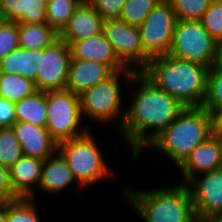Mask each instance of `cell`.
I'll return each instance as SVG.
<instances>
[{"label": "cell", "instance_id": "cell-1", "mask_svg": "<svg viewBox=\"0 0 222 222\" xmlns=\"http://www.w3.org/2000/svg\"><path fill=\"white\" fill-rule=\"evenodd\" d=\"M139 83L128 103L120 134L129 144L133 159L186 108L179 100L153 83L143 72H135L130 83Z\"/></svg>", "mask_w": 222, "mask_h": 222}, {"label": "cell", "instance_id": "cell-2", "mask_svg": "<svg viewBox=\"0 0 222 222\" xmlns=\"http://www.w3.org/2000/svg\"><path fill=\"white\" fill-rule=\"evenodd\" d=\"M209 67L171 55L154 57L143 73L185 107H202L207 94Z\"/></svg>", "mask_w": 222, "mask_h": 222}, {"label": "cell", "instance_id": "cell-3", "mask_svg": "<svg viewBox=\"0 0 222 222\" xmlns=\"http://www.w3.org/2000/svg\"><path fill=\"white\" fill-rule=\"evenodd\" d=\"M122 190L126 201L144 222H199L190 190L184 183L167 188Z\"/></svg>", "mask_w": 222, "mask_h": 222}, {"label": "cell", "instance_id": "cell-4", "mask_svg": "<svg viewBox=\"0 0 222 222\" xmlns=\"http://www.w3.org/2000/svg\"><path fill=\"white\" fill-rule=\"evenodd\" d=\"M212 134V114L203 107H186L146 149L159 150L179 167Z\"/></svg>", "mask_w": 222, "mask_h": 222}, {"label": "cell", "instance_id": "cell-5", "mask_svg": "<svg viewBox=\"0 0 222 222\" xmlns=\"http://www.w3.org/2000/svg\"><path fill=\"white\" fill-rule=\"evenodd\" d=\"M57 151L67 161L74 179L81 188L92 186L114 175L104 161L100 146L90 130L82 136L58 143Z\"/></svg>", "mask_w": 222, "mask_h": 222}, {"label": "cell", "instance_id": "cell-6", "mask_svg": "<svg viewBox=\"0 0 222 222\" xmlns=\"http://www.w3.org/2000/svg\"><path fill=\"white\" fill-rule=\"evenodd\" d=\"M134 73L131 69L115 72L107 80L83 91L79 95L82 117H89L94 122L108 124L120 117L118 124V131H120L126 113V109L123 111L122 107L121 75L123 74L126 78L127 84Z\"/></svg>", "mask_w": 222, "mask_h": 222}, {"label": "cell", "instance_id": "cell-7", "mask_svg": "<svg viewBox=\"0 0 222 222\" xmlns=\"http://www.w3.org/2000/svg\"><path fill=\"white\" fill-rule=\"evenodd\" d=\"M46 109L45 128L57 143L82 136L90 129L87 125L79 127L84 118L81 113L79 95L67 89L46 92Z\"/></svg>", "mask_w": 222, "mask_h": 222}, {"label": "cell", "instance_id": "cell-8", "mask_svg": "<svg viewBox=\"0 0 222 222\" xmlns=\"http://www.w3.org/2000/svg\"><path fill=\"white\" fill-rule=\"evenodd\" d=\"M216 53V40L200 20H177L169 55L211 68Z\"/></svg>", "mask_w": 222, "mask_h": 222}, {"label": "cell", "instance_id": "cell-9", "mask_svg": "<svg viewBox=\"0 0 222 222\" xmlns=\"http://www.w3.org/2000/svg\"><path fill=\"white\" fill-rule=\"evenodd\" d=\"M176 22L177 18L170 2L160 0L138 26L144 52L151 59L169 53Z\"/></svg>", "mask_w": 222, "mask_h": 222}, {"label": "cell", "instance_id": "cell-10", "mask_svg": "<svg viewBox=\"0 0 222 222\" xmlns=\"http://www.w3.org/2000/svg\"><path fill=\"white\" fill-rule=\"evenodd\" d=\"M103 32L119 61L127 69L143 72L148 67L151 58L144 52L138 27L121 19L106 20Z\"/></svg>", "mask_w": 222, "mask_h": 222}, {"label": "cell", "instance_id": "cell-11", "mask_svg": "<svg viewBox=\"0 0 222 222\" xmlns=\"http://www.w3.org/2000/svg\"><path fill=\"white\" fill-rule=\"evenodd\" d=\"M71 59L69 46L60 38L49 47L37 49L36 89L45 93L65 89Z\"/></svg>", "mask_w": 222, "mask_h": 222}, {"label": "cell", "instance_id": "cell-12", "mask_svg": "<svg viewBox=\"0 0 222 222\" xmlns=\"http://www.w3.org/2000/svg\"><path fill=\"white\" fill-rule=\"evenodd\" d=\"M186 185L199 222L222 219V168L198 175Z\"/></svg>", "mask_w": 222, "mask_h": 222}, {"label": "cell", "instance_id": "cell-13", "mask_svg": "<svg viewBox=\"0 0 222 222\" xmlns=\"http://www.w3.org/2000/svg\"><path fill=\"white\" fill-rule=\"evenodd\" d=\"M222 168V143L219 136L212 134L197 145L178 167L183 177L180 183L187 184L194 177Z\"/></svg>", "mask_w": 222, "mask_h": 222}, {"label": "cell", "instance_id": "cell-14", "mask_svg": "<svg viewBox=\"0 0 222 222\" xmlns=\"http://www.w3.org/2000/svg\"><path fill=\"white\" fill-rule=\"evenodd\" d=\"M11 127L20 142L23 155L45 160L57 152L58 143L45 127L23 121H16Z\"/></svg>", "mask_w": 222, "mask_h": 222}, {"label": "cell", "instance_id": "cell-15", "mask_svg": "<svg viewBox=\"0 0 222 222\" xmlns=\"http://www.w3.org/2000/svg\"><path fill=\"white\" fill-rule=\"evenodd\" d=\"M69 48L72 59L106 64L114 72L127 70L114 53L103 31L90 38L72 42Z\"/></svg>", "mask_w": 222, "mask_h": 222}, {"label": "cell", "instance_id": "cell-16", "mask_svg": "<svg viewBox=\"0 0 222 222\" xmlns=\"http://www.w3.org/2000/svg\"><path fill=\"white\" fill-rule=\"evenodd\" d=\"M104 19L84 0L59 33V38L68 46L75 41L90 38L103 31Z\"/></svg>", "mask_w": 222, "mask_h": 222}, {"label": "cell", "instance_id": "cell-17", "mask_svg": "<svg viewBox=\"0 0 222 222\" xmlns=\"http://www.w3.org/2000/svg\"><path fill=\"white\" fill-rule=\"evenodd\" d=\"M43 163L42 159L23 155L8 169L10 185L19 198L36 199Z\"/></svg>", "mask_w": 222, "mask_h": 222}, {"label": "cell", "instance_id": "cell-18", "mask_svg": "<svg viewBox=\"0 0 222 222\" xmlns=\"http://www.w3.org/2000/svg\"><path fill=\"white\" fill-rule=\"evenodd\" d=\"M115 72L106 64L93 61L71 59L66 88L76 95L103 82Z\"/></svg>", "mask_w": 222, "mask_h": 222}, {"label": "cell", "instance_id": "cell-19", "mask_svg": "<svg viewBox=\"0 0 222 222\" xmlns=\"http://www.w3.org/2000/svg\"><path fill=\"white\" fill-rule=\"evenodd\" d=\"M45 0H0V17L18 24L47 23Z\"/></svg>", "mask_w": 222, "mask_h": 222}, {"label": "cell", "instance_id": "cell-20", "mask_svg": "<svg viewBox=\"0 0 222 222\" xmlns=\"http://www.w3.org/2000/svg\"><path fill=\"white\" fill-rule=\"evenodd\" d=\"M73 182L77 183L67 161L58 151L44 160L38 190L48 194L64 192Z\"/></svg>", "mask_w": 222, "mask_h": 222}, {"label": "cell", "instance_id": "cell-21", "mask_svg": "<svg viewBox=\"0 0 222 222\" xmlns=\"http://www.w3.org/2000/svg\"><path fill=\"white\" fill-rule=\"evenodd\" d=\"M37 72V49L18 47L0 61V73L20 75L35 82Z\"/></svg>", "mask_w": 222, "mask_h": 222}, {"label": "cell", "instance_id": "cell-22", "mask_svg": "<svg viewBox=\"0 0 222 222\" xmlns=\"http://www.w3.org/2000/svg\"><path fill=\"white\" fill-rule=\"evenodd\" d=\"M14 112L16 121H23L40 127H46V93L37 90L32 95L15 102Z\"/></svg>", "mask_w": 222, "mask_h": 222}, {"label": "cell", "instance_id": "cell-23", "mask_svg": "<svg viewBox=\"0 0 222 222\" xmlns=\"http://www.w3.org/2000/svg\"><path fill=\"white\" fill-rule=\"evenodd\" d=\"M19 45L24 49H44L59 39V33L47 23L18 24Z\"/></svg>", "mask_w": 222, "mask_h": 222}, {"label": "cell", "instance_id": "cell-24", "mask_svg": "<svg viewBox=\"0 0 222 222\" xmlns=\"http://www.w3.org/2000/svg\"><path fill=\"white\" fill-rule=\"evenodd\" d=\"M35 91L37 89L32 80L20 75L0 73V98L15 103Z\"/></svg>", "mask_w": 222, "mask_h": 222}, {"label": "cell", "instance_id": "cell-25", "mask_svg": "<svg viewBox=\"0 0 222 222\" xmlns=\"http://www.w3.org/2000/svg\"><path fill=\"white\" fill-rule=\"evenodd\" d=\"M84 0H52L47 3V24L60 33Z\"/></svg>", "mask_w": 222, "mask_h": 222}, {"label": "cell", "instance_id": "cell-26", "mask_svg": "<svg viewBox=\"0 0 222 222\" xmlns=\"http://www.w3.org/2000/svg\"><path fill=\"white\" fill-rule=\"evenodd\" d=\"M23 156L19 140L15 137L12 127L0 129V164L10 168Z\"/></svg>", "mask_w": 222, "mask_h": 222}, {"label": "cell", "instance_id": "cell-27", "mask_svg": "<svg viewBox=\"0 0 222 222\" xmlns=\"http://www.w3.org/2000/svg\"><path fill=\"white\" fill-rule=\"evenodd\" d=\"M35 200L19 198L6 203V222H40Z\"/></svg>", "mask_w": 222, "mask_h": 222}, {"label": "cell", "instance_id": "cell-28", "mask_svg": "<svg viewBox=\"0 0 222 222\" xmlns=\"http://www.w3.org/2000/svg\"><path fill=\"white\" fill-rule=\"evenodd\" d=\"M158 2L160 0H126L120 19L138 27Z\"/></svg>", "mask_w": 222, "mask_h": 222}, {"label": "cell", "instance_id": "cell-29", "mask_svg": "<svg viewBox=\"0 0 222 222\" xmlns=\"http://www.w3.org/2000/svg\"><path fill=\"white\" fill-rule=\"evenodd\" d=\"M211 114L222 108V69L212 66L208 71L207 94L202 106Z\"/></svg>", "mask_w": 222, "mask_h": 222}, {"label": "cell", "instance_id": "cell-30", "mask_svg": "<svg viewBox=\"0 0 222 222\" xmlns=\"http://www.w3.org/2000/svg\"><path fill=\"white\" fill-rule=\"evenodd\" d=\"M177 20H201L212 0H168Z\"/></svg>", "mask_w": 222, "mask_h": 222}, {"label": "cell", "instance_id": "cell-31", "mask_svg": "<svg viewBox=\"0 0 222 222\" xmlns=\"http://www.w3.org/2000/svg\"><path fill=\"white\" fill-rule=\"evenodd\" d=\"M202 26L218 41L222 38V0H212L203 14Z\"/></svg>", "mask_w": 222, "mask_h": 222}, {"label": "cell", "instance_id": "cell-32", "mask_svg": "<svg viewBox=\"0 0 222 222\" xmlns=\"http://www.w3.org/2000/svg\"><path fill=\"white\" fill-rule=\"evenodd\" d=\"M20 47L18 36V22H0V61L14 49Z\"/></svg>", "mask_w": 222, "mask_h": 222}, {"label": "cell", "instance_id": "cell-33", "mask_svg": "<svg viewBox=\"0 0 222 222\" xmlns=\"http://www.w3.org/2000/svg\"><path fill=\"white\" fill-rule=\"evenodd\" d=\"M104 19H120L126 0H86Z\"/></svg>", "mask_w": 222, "mask_h": 222}, {"label": "cell", "instance_id": "cell-34", "mask_svg": "<svg viewBox=\"0 0 222 222\" xmlns=\"http://www.w3.org/2000/svg\"><path fill=\"white\" fill-rule=\"evenodd\" d=\"M19 199L14 193L10 182L8 168L0 164V204L9 203Z\"/></svg>", "mask_w": 222, "mask_h": 222}, {"label": "cell", "instance_id": "cell-35", "mask_svg": "<svg viewBox=\"0 0 222 222\" xmlns=\"http://www.w3.org/2000/svg\"><path fill=\"white\" fill-rule=\"evenodd\" d=\"M15 122L14 103L0 98V129L11 127Z\"/></svg>", "mask_w": 222, "mask_h": 222}, {"label": "cell", "instance_id": "cell-36", "mask_svg": "<svg viewBox=\"0 0 222 222\" xmlns=\"http://www.w3.org/2000/svg\"><path fill=\"white\" fill-rule=\"evenodd\" d=\"M213 118V134L216 136H222V108L216 110L212 114Z\"/></svg>", "mask_w": 222, "mask_h": 222}, {"label": "cell", "instance_id": "cell-37", "mask_svg": "<svg viewBox=\"0 0 222 222\" xmlns=\"http://www.w3.org/2000/svg\"><path fill=\"white\" fill-rule=\"evenodd\" d=\"M213 66L222 69V38L216 41V53Z\"/></svg>", "mask_w": 222, "mask_h": 222}, {"label": "cell", "instance_id": "cell-38", "mask_svg": "<svg viewBox=\"0 0 222 222\" xmlns=\"http://www.w3.org/2000/svg\"><path fill=\"white\" fill-rule=\"evenodd\" d=\"M0 222H6V203L0 204Z\"/></svg>", "mask_w": 222, "mask_h": 222}, {"label": "cell", "instance_id": "cell-39", "mask_svg": "<svg viewBox=\"0 0 222 222\" xmlns=\"http://www.w3.org/2000/svg\"><path fill=\"white\" fill-rule=\"evenodd\" d=\"M214 222H222V219H220V220H216V221H214Z\"/></svg>", "mask_w": 222, "mask_h": 222}]
</instances>
